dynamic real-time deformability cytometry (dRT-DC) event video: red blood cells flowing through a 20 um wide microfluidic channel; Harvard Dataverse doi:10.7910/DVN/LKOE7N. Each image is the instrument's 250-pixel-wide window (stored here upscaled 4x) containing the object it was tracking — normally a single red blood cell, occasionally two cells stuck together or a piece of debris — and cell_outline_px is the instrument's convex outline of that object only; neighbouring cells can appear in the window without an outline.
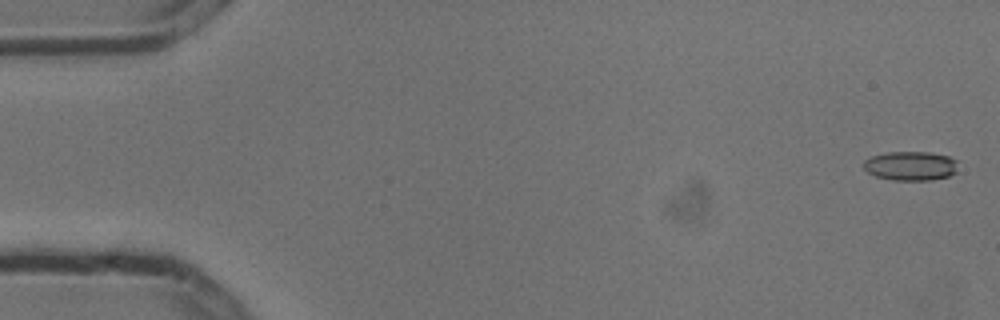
{"species": "common noctule bat (a hibernating species)", "species_latin": "Nyctalus noctula", "temperature_condition": "cold", "stored_images_in_passage": 6, "camera_frame_rate_fps": 3000, "um_per_image_px": 0.085, "animal": {"sex": "male", "body_mass_g": 13.3}, "frame": {"image": 1, "passage_image": 1, "time_ms": 0.0, "image_size_px": [1000, 320], "cell_outline_px": [[956, 172], [948, 176], [932, 180], [892, 180], [876, 176], [868, 172], [864, 168], [864, 160], [872, 156], [888, 152], [932, 152], [948, 156], [956, 160]], "centroid_in_image_um": [77.41, 14.1], "position_along_channel_um": 7.6, "area_um2": 16.01}}
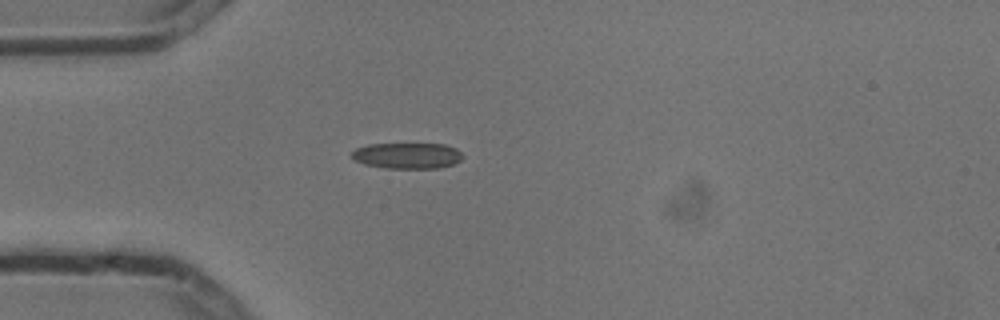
{"frame": {"image": 2, "passage_image": 5, "time_ms": 1.333, "image_size_px": [1000, 320], "cell_outline_px": [[464, 156], [460, 160], [452, 164], [440, 168], [384, 168], [364, 164], [356, 160], [352, 156], [352, 152], [356, 148], [368, 144], [444, 144], [456, 148]], "centroid_in_image_um": [34.63, 13.23], "position_along_channel_um": 50.4, "area_um2": 16.7}}